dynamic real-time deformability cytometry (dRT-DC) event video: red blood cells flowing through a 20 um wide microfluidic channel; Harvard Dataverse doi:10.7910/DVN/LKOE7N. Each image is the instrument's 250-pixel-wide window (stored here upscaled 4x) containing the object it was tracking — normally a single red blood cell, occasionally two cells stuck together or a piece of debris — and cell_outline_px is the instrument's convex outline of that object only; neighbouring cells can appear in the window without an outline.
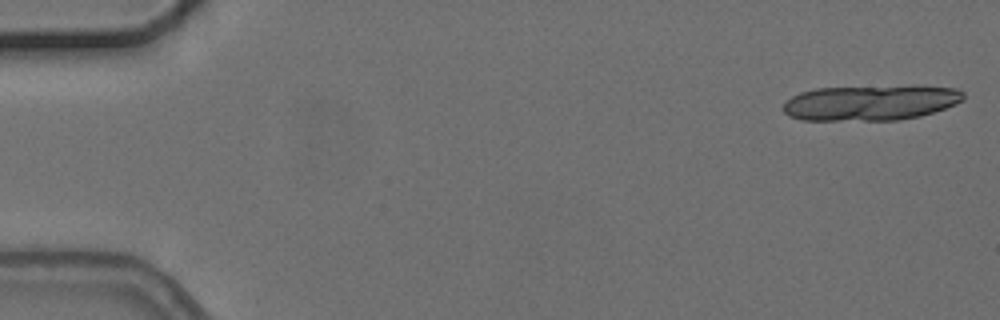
{"species": "common noctule bat (a hibernating species)", "species_latin": "Nyctalus noctula", "temperature_condition": "cold", "stored_images_in_passage": 9, "camera_frame_rate_fps": 3000, "um_per_image_px": 0.085, "animal": {"sex": "female", "body_mass_g": 24.6, "forearm_length_mm": 56.2}, "frame": {"image": 1, "passage_image": 1, "time_ms": 0.0, "image_size_px": [1000, 320], "cell_outline_px": [[964, 100], [956, 104], [920, 116], [900, 120], [800, 120], [788, 116], [784, 112], [784, 104], [792, 96], [800, 92], [816, 88], [956, 88], [964, 92]], "centroid_in_image_um": [73.93, 8.78], "position_along_channel_um": 11.1, "area_um2": 35.95}}
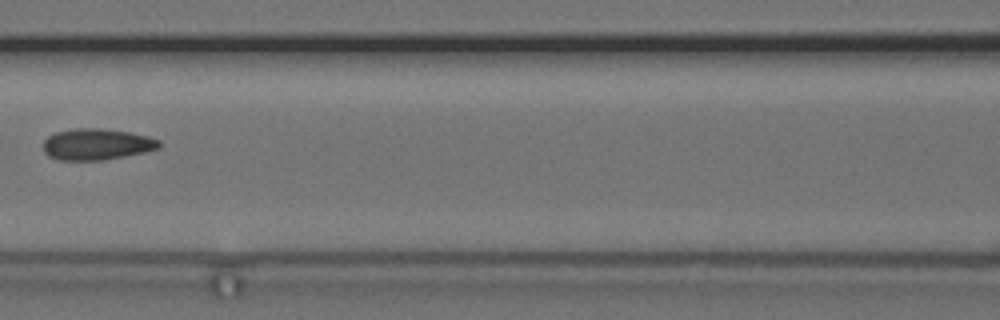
{"frame": {"image": 2, "passage_image": 7, "time_ms": 8.0, "image_size_px": [1000, 320], "cell_outline_px": [[160, 148], [144, 152], [104, 160], [60, 160], [48, 156], [44, 152], [44, 140], [48, 136], [56, 132], [76, 128], [100, 128], [128, 132], [148, 136], [160, 140]], "centroid_in_image_um": [8.22, 12.26], "position_along_channel_um": 158.4, "area_um2": 21.1}}
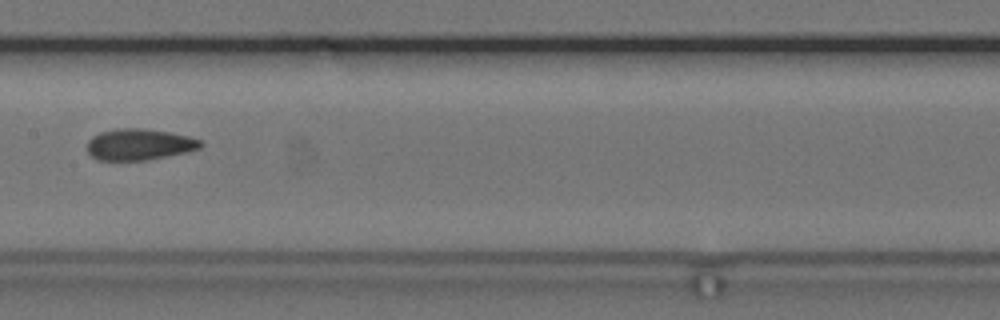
{"frame": {"image": 3, "passage_image": 8, "time_ms": 9.0, "image_size_px": [1000, 320], "cell_outline_px": [[204, 144], [200, 148], [188, 152], [148, 160], [96, 160], [88, 152], [88, 140], [92, 136], [100, 132], [116, 128], [144, 128], [172, 132], [188, 136], [200, 140]], "centroid_in_image_um": [11.85, 12.27], "position_along_channel_um": 195.5, "area_um2": 20.92}}